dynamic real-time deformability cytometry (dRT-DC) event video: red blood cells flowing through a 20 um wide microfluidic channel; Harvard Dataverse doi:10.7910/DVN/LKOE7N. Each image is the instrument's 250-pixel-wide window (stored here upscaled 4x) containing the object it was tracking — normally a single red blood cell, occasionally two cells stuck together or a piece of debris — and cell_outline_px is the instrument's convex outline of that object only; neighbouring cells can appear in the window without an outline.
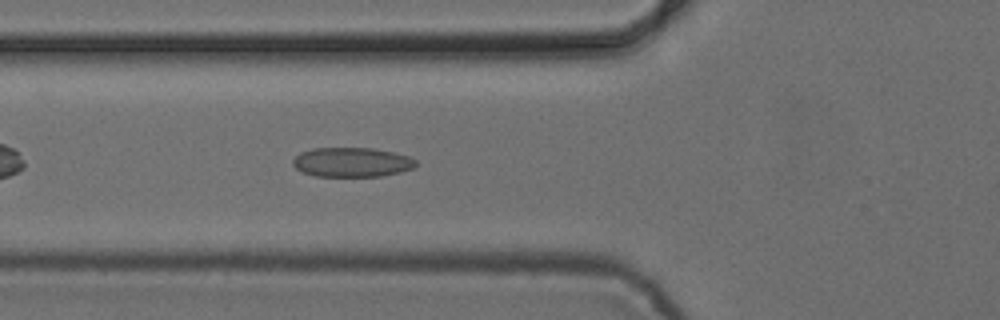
{"species": "common noctule bat (a hibernating species)", "species_latin": "Nyctalus noctula", "temperature_condition": "cold", "stored_images_in_passage": 39, "camera_frame_rate_fps": 3000, "um_per_image_px": 0.085, "animal": {"sex": "female", "body_mass_g": 24.6, "forearm_length_mm": 56.2}, "frame": {"image": 1, "passage_image": 6, "time_ms": 1.667, "image_size_px": [1000, 320], "cell_outline_px": [[416, 164], [412, 168], [400, 172], [380, 176], [316, 176], [300, 172], [292, 164], [292, 160], [300, 152], [312, 148], [372, 148], [392, 152], [408, 156], [416, 160]], "centroid_in_image_um": [29.86, 13.79], "position_along_channel_um": 95.9, "area_um2": 21.1}}
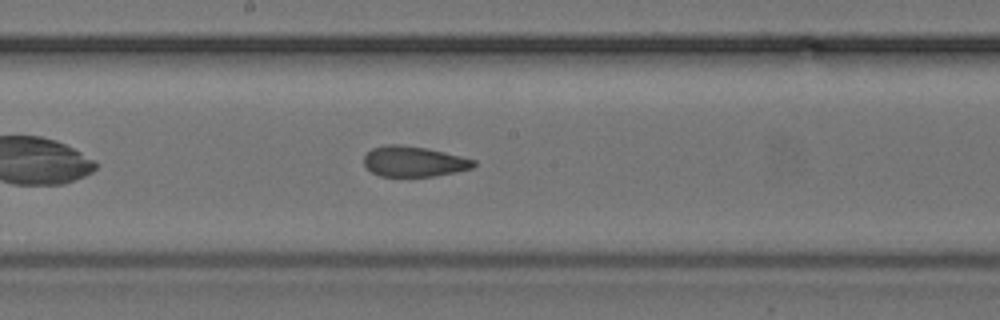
{"frame": {"image": 2, "passage_image": 15, "time_ms": 4.667, "image_size_px": [1000, 320], "cell_outline_px": [[476, 164], [472, 168], [456, 172], [436, 176], [380, 176], [372, 172], [364, 164], [364, 156], [372, 148], [388, 144], [400, 144], [428, 148], [476, 160]], "centroid_in_image_um": [35.18, 13.72], "position_along_channel_um": 213.0, "area_um2": 19.48}}
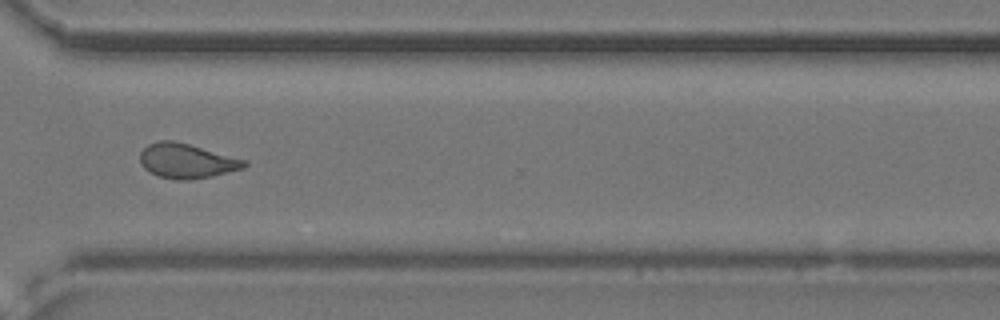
{"frame": {"image": 3, "passage_image": 26, "time_ms": 8.333, "image_size_px": [1000, 320], "cell_outline_px": [[248, 164], [244, 168], [212, 176], [188, 180], [176, 180], [160, 176], [144, 168], [140, 164], [140, 152], [148, 144], [160, 140], [172, 140], [188, 144], [248, 160]], "centroid_in_image_um": [15.88, 13.67], "position_along_channel_um": 354.7, "area_um2": 20.98}, "authors_computed_cell_mechanics": {"area_um2": 20.2878, "velocity_mm_per_s": 3.8839, "shape_relaxation_time_tau1_ms": null, "shape_relaxation_time_tau2_ms": 2.0293, "deformation_change_tau1": null, "deformation_change_tau2": 0.0834}}